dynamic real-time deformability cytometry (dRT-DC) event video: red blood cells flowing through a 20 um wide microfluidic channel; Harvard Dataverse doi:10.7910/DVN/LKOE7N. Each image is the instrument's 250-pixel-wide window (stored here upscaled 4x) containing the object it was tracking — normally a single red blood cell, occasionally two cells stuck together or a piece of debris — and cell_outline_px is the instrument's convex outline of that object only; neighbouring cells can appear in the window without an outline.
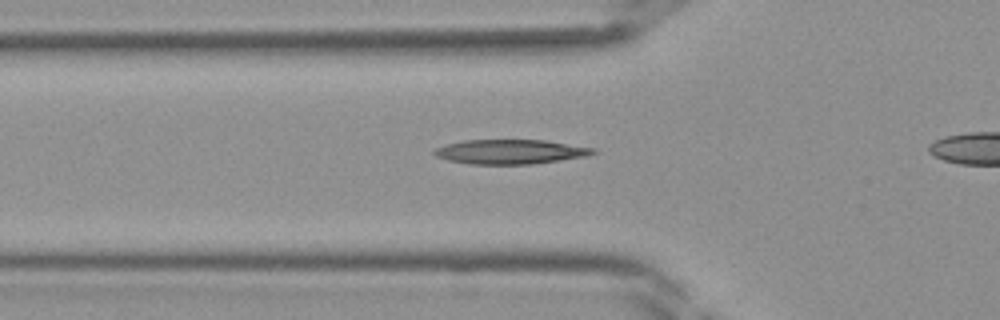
{"species": "Egyptian fruit bat (a non-hibernating species)", "species_latin": "Rousettus aegyptiacus", "temperature_condition": "room temperature", "stored_images_in_passage": 28, "camera_frame_rate_fps": 3000, "um_per_image_px": 0.085, "frame": {"image": 1, "passage_image": 7, "time_ms": 2.0, "image_size_px": [1000, 320], "cell_outline_px": [[600, 152], [588, 156], [532, 164], [472, 164], [448, 160], [436, 156], [432, 152], [436, 148], [448, 144], [464, 140], [544, 140], [596, 148]], "centroid_in_image_um": [43.44, 12.9], "position_along_channel_um": 82.4, "area_um2": 22.66}}
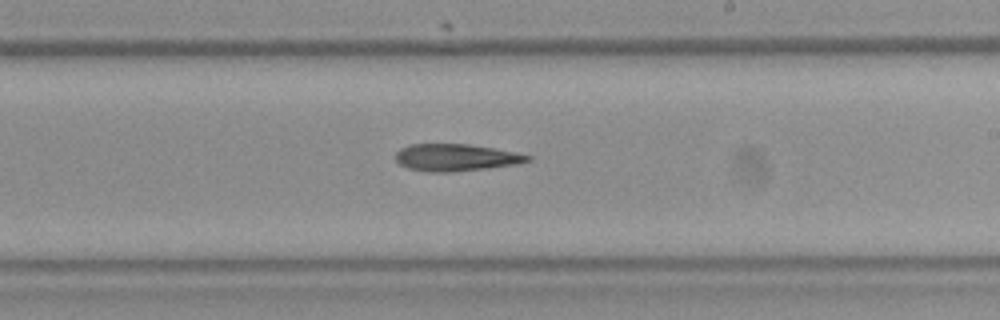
{"frame": {"image": 2, "passage_image": 17, "time_ms": 5.333, "image_size_px": [1000, 320], "cell_outline_px": [[532, 160], [520, 164], [488, 168], [452, 172], [428, 172], [408, 168], [400, 164], [396, 160], [396, 152], [400, 148], [408, 144], [468, 144], [516, 152], [532, 156]], "centroid_in_image_um": [38.77, 13.39], "position_along_channel_um": 250.2, "area_um2": 20.98}}
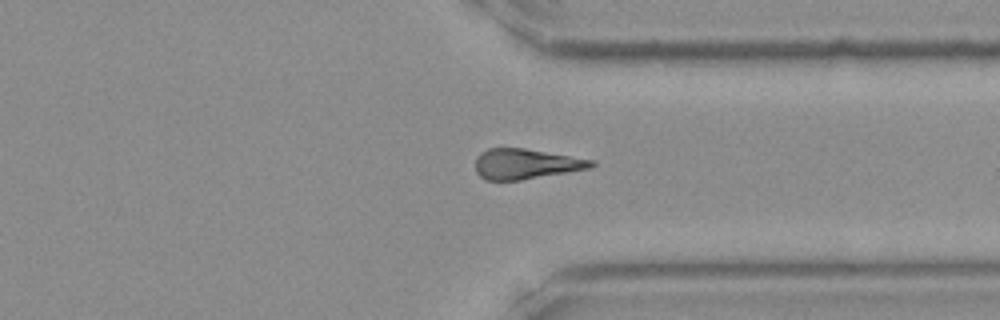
{"frame": {"image": 3, "passage_image": 24, "time_ms": 7.667, "image_size_px": [1000, 320], "cell_outline_px": [[596, 164], [592, 168], [520, 180], [484, 180], [476, 172], [476, 156], [480, 152], [488, 148], [524, 148], [596, 160]], "centroid_in_image_um": [44.71, 13.93], "position_along_channel_um": 366.7, "area_um2": 20.58}}